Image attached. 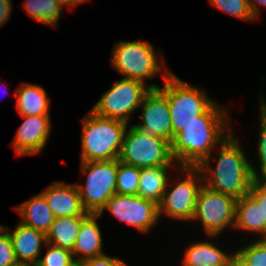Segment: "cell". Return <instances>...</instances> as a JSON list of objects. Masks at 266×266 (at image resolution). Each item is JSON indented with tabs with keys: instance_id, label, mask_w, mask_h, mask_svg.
I'll return each instance as SVG.
<instances>
[{
	"instance_id": "cell-1",
	"label": "cell",
	"mask_w": 266,
	"mask_h": 266,
	"mask_svg": "<svg viewBox=\"0 0 266 266\" xmlns=\"http://www.w3.org/2000/svg\"><path fill=\"white\" fill-rule=\"evenodd\" d=\"M216 102L170 142V152L179 167H198L233 131L228 111Z\"/></svg>"
},
{
	"instance_id": "cell-2",
	"label": "cell",
	"mask_w": 266,
	"mask_h": 266,
	"mask_svg": "<svg viewBox=\"0 0 266 266\" xmlns=\"http://www.w3.org/2000/svg\"><path fill=\"white\" fill-rule=\"evenodd\" d=\"M238 140L232 132L218 146L215 167L211 163L213 155L198 166L203 176V185L236 200L249 193L254 181L251 163Z\"/></svg>"
},
{
	"instance_id": "cell-3",
	"label": "cell",
	"mask_w": 266,
	"mask_h": 266,
	"mask_svg": "<svg viewBox=\"0 0 266 266\" xmlns=\"http://www.w3.org/2000/svg\"><path fill=\"white\" fill-rule=\"evenodd\" d=\"M81 123V161H106L119 158L128 123L98 116L91 110Z\"/></svg>"
},
{
	"instance_id": "cell-4",
	"label": "cell",
	"mask_w": 266,
	"mask_h": 266,
	"mask_svg": "<svg viewBox=\"0 0 266 266\" xmlns=\"http://www.w3.org/2000/svg\"><path fill=\"white\" fill-rule=\"evenodd\" d=\"M159 55L153 44L147 41L121 40L114 44L110 64L124 78L134 79L147 85V79L155 78L161 71L163 80H166L171 73L163 66V58Z\"/></svg>"
},
{
	"instance_id": "cell-5",
	"label": "cell",
	"mask_w": 266,
	"mask_h": 266,
	"mask_svg": "<svg viewBox=\"0 0 266 266\" xmlns=\"http://www.w3.org/2000/svg\"><path fill=\"white\" fill-rule=\"evenodd\" d=\"M167 100L172 123V139L185 126L199 120V116L215 103L205 90L184 82L172 72L167 77Z\"/></svg>"
},
{
	"instance_id": "cell-6",
	"label": "cell",
	"mask_w": 266,
	"mask_h": 266,
	"mask_svg": "<svg viewBox=\"0 0 266 266\" xmlns=\"http://www.w3.org/2000/svg\"><path fill=\"white\" fill-rule=\"evenodd\" d=\"M118 160L139 168L178 165L171 155L169 141L134 125L125 131Z\"/></svg>"
},
{
	"instance_id": "cell-7",
	"label": "cell",
	"mask_w": 266,
	"mask_h": 266,
	"mask_svg": "<svg viewBox=\"0 0 266 266\" xmlns=\"http://www.w3.org/2000/svg\"><path fill=\"white\" fill-rule=\"evenodd\" d=\"M86 183L77 184L82 206L91 214H98L116 193L118 159L106 161H81Z\"/></svg>"
},
{
	"instance_id": "cell-8",
	"label": "cell",
	"mask_w": 266,
	"mask_h": 266,
	"mask_svg": "<svg viewBox=\"0 0 266 266\" xmlns=\"http://www.w3.org/2000/svg\"><path fill=\"white\" fill-rule=\"evenodd\" d=\"M159 87L154 83L145 85L143 82L123 77L103 93L91 111L98 116L122 120L129 124L131 114L138 110L144 96L150 89Z\"/></svg>"
},
{
	"instance_id": "cell-9",
	"label": "cell",
	"mask_w": 266,
	"mask_h": 266,
	"mask_svg": "<svg viewBox=\"0 0 266 266\" xmlns=\"http://www.w3.org/2000/svg\"><path fill=\"white\" fill-rule=\"evenodd\" d=\"M183 179L177 183L168 181L162 200L158 204L159 217L163 214L179 221H191L195 212L199 190L203 186V176L198 167H179ZM171 188L169 189V187Z\"/></svg>"
},
{
	"instance_id": "cell-10",
	"label": "cell",
	"mask_w": 266,
	"mask_h": 266,
	"mask_svg": "<svg viewBox=\"0 0 266 266\" xmlns=\"http://www.w3.org/2000/svg\"><path fill=\"white\" fill-rule=\"evenodd\" d=\"M236 201L203 185L199 190L191 221H200L207 238L217 237L227 227L234 228Z\"/></svg>"
},
{
	"instance_id": "cell-11",
	"label": "cell",
	"mask_w": 266,
	"mask_h": 266,
	"mask_svg": "<svg viewBox=\"0 0 266 266\" xmlns=\"http://www.w3.org/2000/svg\"><path fill=\"white\" fill-rule=\"evenodd\" d=\"M104 210L143 233H148L160 219L158 205L139 195L115 193L98 214L101 216Z\"/></svg>"
},
{
	"instance_id": "cell-12",
	"label": "cell",
	"mask_w": 266,
	"mask_h": 266,
	"mask_svg": "<svg viewBox=\"0 0 266 266\" xmlns=\"http://www.w3.org/2000/svg\"><path fill=\"white\" fill-rule=\"evenodd\" d=\"M139 117V124H134L138 129L151 135L159 136L167 141H172V123L167 100V78L163 88L150 89L144 96Z\"/></svg>"
},
{
	"instance_id": "cell-13",
	"label": "cell",
	"mask_w": 266,
	"mask_h": 266,
	"mask_svg": "<svg viewBox=\"0 0 266 266\" xmlns=\"http://www.w3.org/2000/svg\"><path fill=\"white\" fill-rule=\"evenodd\" d=\"M24 121L19 126L12 142L16 156L37 155L47 145L52 122L50 116H21Z\"/></svg>"
},
{
	"instance_id": "cell-14",
	"label": "cell",
	"mask_w": 266,
	"mask_h": 266,
	"mask_svg": "<svg viewBox=\"0 0 266 266\" xmlns=\"http://www.w3.org/2000/svg\"><path fill=\"white\" fill-rule=\"evenodd\" d=\"M54 217L90 215L82 206L76 184L53 182L41 192Z\"/></svg>"
},
{
	"instance_id": "cell-15",
	"label": "cell",
	"mask_w": 266,
	"mask_h": 266,
	"mask_svg": "<svg viewBox=\"0 0 266 266\" xmlns=\"http://www.w3.org/2000/svg\"><path fill=\"white\" fill-rule=\"evenodd\" d=\"M9 233L14 254L17 261L37 264L42 253V248L47 244L46 234L18 222L13 231Z\"/></svg>"
},
{
	"instance_id": "cell-16",
	"label": "cell",
	"mask_w": 266,
	"mask_h": 266,
	"mask_svg": "<svg viewBox=\"0 0 266 266\" xmlns=\"http://www.w3.org/2000/svg\"><path fill=\"white\" fill-rule=\"evenodd\" d=\"M99 214H90L83 222L79 230L74 248L72 250L74 260L80 262L105 254L103 252V239L97 219Z\"/></svg>"
},
{
	"instance_id": "cell-17",
	"label": "cell",
	"mask_w": 266,
	"mask_h": 266,
	"mask_svg": "<svg viewBox=\"0 0 266 266\" xmlns=\"http://www.w3.org/2000/svg\"><path fill=\"white\" fill-rule=\"evenodd\" d=\"M235 228L266 239V213L249 193L236 201Z\"/></svg>"
},
{
	"instance_id": "cell-18",
	"label": "cell",
	"mask_w": 266,
	"mask_h": 266,
	"mask_svg": "<svg viewBox=\"0 0 266 266\" xmlns=\"http://www.w3.org/2000/svg\"><path fill=\"white\" fill-rule=\"evenodd\" d=\"M235 253H226L210 241H199L185 249L182 263L190 266H231Z\"/></svg>"
},
{
	"instance_id": "cell-19",
	"label": "cell",
	"mask_w": 266,
	"mask_h": 266,
	"mask_svg": "<svg viewBox=\"0 0 266 266\" xmlns=\"http://www.w3.org/2000/svg\"><path fill=\"white\" fill-rule=\"evenodd\" d=\"M16 109L21 116H50V99L43 87L22 83L15 92Z\"/></svg>"
},
{
	"instance_id": "cell-20",
	"label": "cell",
	"mask_w": 266,
	"mask_h": 266,
	"mask_svg": "<svg viewBox=\"0 0 266 266\" xmlns=\"http://www.w3.org/2000/svg\"><path fill=\"white\" fill-rule=\"evenodd\" d=\"M14 210L21 216L19 222L44 234H47L55 219L52 210L41 193L21 205H17Z\"/></svg>"
},
{
	"instance_id": "cell-21",
	"label": "cell",
	"mask_w": 266,
	"mask_h": 266,
	"mask_svg": "<svg viewBox=\"0 0 266 266\" xmlns=\"http://www.w3.org/2000/svg\"><path fill=\"white\" fill-rule=\"evenodd\" d=\"M172 167L178 169L179 165L142 167L137 195L143 199L153 201L158 205L166 190L169 181V169Z\"/></svg>"
},
{
	"instance_id": "cell-22",
	"label": "cell",
	"mask_w": 266,
	"mask_h": 266,
	"mask_svg": "<svg viewBox=\"0 0 266 266\" xmlns=\"http://www.w3.org/2000/svg\"><path fill=\"white\" fill-rule=\"evenodd\" d=\"M88 216L56 217L46 234L47 243L72 252L82 222Z\"/></svg>"
},
{
	"instance_id": "cell-23",
	"label": "cell",
	"mask_w": 266,
	"mask_h": 266,
	"mask_svg": "<svg viewBox=\"0 0 266 266\" xmlns=\"http://www.w3.org/2000/svg\"><path fill=\"white\" fill-rule=\"evenodd\" d=\"M23 10L35 21L57 26L65 4L63 0H24Z\"/></svg>"
},
{
	"instance_id": "cell-24",
	"label": "cell",
	"mask_w": 266,
	"mask_h": 266,
	"mask_svg": "<svg viewBox=\"0 0 266 266\" xmlns=\"http://www.w3.org/2000/svg\"><path fill=\"white\" fill-rule=\"evenodd\" d=\"M259 114V135L257 143V153L260 172L251 164V172L254 180H266V101L264 96L260 97Z\"/></svg>"
},
{
	"instance_id": "cell-25",
	"label": "cell",
	"mask_w": 266,
	"mask_h": 266,
	"mask_svg": "<svg viewBox=\"0 0 266 266\" xmlns=\"http://www.w3.org/2000/svg\"><path fill=\"white\" fill-rule=\"evenodd\" d=\"M141 168L127 165L118 160L116 193L120 195H137Z\"/></svg>"
},
{
	"instance_id": "cell-26",
	"label": "cell",
	"mask_w": 266,
	"mask_h": 266,
	"mask_svg": "<svg viewBox=\"0 0 266 266\" xmlns=\"http://www.w3.org/2000/svg\"><path fill=\"white\" fill-rule=\"evenodd\" d=\"M234 252L247 266H266V239H255Z\"/></svg>"
},
{
	"instance_id": "cell-27",
	"label": "cell",
	"mask_w": 266,
	"mask_h": 266,
	"mask_svg": "<svg viewBox=\"0 0 266 266\" xmlns=\"http://www.w3.org/2000/svg\"><path fill=\"white\" fill-rule=\"evenodd\" d=\"M46 253L39 258L37 266H78L70 250L46 244Z\"/></svg>"
},
{
	"instance_id": "cell-28",
	"label": "cell",
	"mask_w": 266,
	"mask_h": 266,
	"mask_svg": "<svg viewBox=\"0 0 266 266\" xmlns=\"http://www.w3.org/2000/svg\"><path fill=\"white\" fill-rule=\"evenodd\" d=\"M209 3L217 9L233 17L245 21H256L250 11L247 0H208Z\"/></svg>"
},
{
	"instance_id": "cell-29",
	"label": "cell",
	"mask_w": 266,
	"mask_h": 266,
	"mask_svg": "<svg viewBox=\"0 0 266 266\" xmlns=\"http://www.w3.org/2000/svg\"><path fill=\"white\" fill-rule=\"evenodd\" d=\"M16 261L11 238L4 230L0 233V266H10Z\"/></svg>"
},
{
	"instance_id": "cell-30",
	"label": "cell",
	"mask_w": 266,
	"mask_h": 266,
	"mask_svg": "<svg viewBox=\"0 0 266 266\" xmlns=\"http://www.w3.org/2000/svg\"><path fill=\"white\" fill-rule=\"evenodd\" d=\"M78 266H128L123 260L117 257L105 254L86 259L78 264Z\"/></svg>"
},
{
	"instance_id": "cell-31",
	"label": "cell",
	"mask_w": 266,
	"mask_h": 266,
	"mask_svg": "<svg viewBox=\"0 0 266 266\" xmlns=\"http://www.w3.org/2000/svg\"><path fill=\"white\" fill-rule=\"evenodd\" d=\"M249 194L257 201L266 213V180H254Z\"/></svg>"
},
{
	"instance_id": "cell-32",
	"label": "cell",
	"mask_w": 266,
	"mask_h": 266,
	"mask_svg": "<svg viewBox=\"0 0 266 266\" xmlns=\"http://www.w3.org/2000/svg\"><path fill=\"white\" fill-rule=\"evenodd\" d=\"M12 3V0H0V27H3L11 17Z\"/></svg>"
},
{
	"instance_id": "cell-33",
	"label": "cell",
	"mask_w": 266,
	"mask_h": 266,
	"mask_svg": "<svg viewBox=\"0 0 266 266\" xmlns=\"http://www.w3.org/2000/svg\"><path fill=\"white\" fill-rule=\"evenodd\" d=\"M247 2L253 17L258 20L261 13L259 5L266 7V0H247Z\"/></svg>"
},
{
	"instance_id": "cell-34",
	"label": "cell",
	"mask_w": 266,
	"mask_h": 266,
	"mask_svg": "<svg viewBox=\"0 0 266 266\" xmlns=\"http://www.w3.org/2000/svg\"><path fill=\"white\" fill-rule=\"evenodd\" d=\"M86 1H89V0H63L65 6L67 8H73L79 4H82L83 2H86Z\"/></svg>"
},
{
	"instance_id": "cell-35",
	"label": "cell",
	"mask_w": 266,
	"mask_h": 266,
	"mask_svg": "<svg viewBox=\"0 0 266 266\" xmlns=\"http://www.w3.org/2000/svg\"><path fill=\"white\" fill-rule=\"evenodd\" d=\"M231 266H247L236 254L234 255Z\"/></svg>"
},
{
	"instance_id": "cell-36",
	"label": "cell",
	"mask_w": 266,
	"mask_h": 266,
	"mask_svg": "<svg viewBox=\"0 0 266 266\" xmlns=\"http://www.w3.org/2000/svg\"><path fill=\"white\" fill-rule=\"evenodd\" d=\"M10 266H37V264L31 263V262L16 261L15 263L11 264Z\"/></svg>"
},
{
	"instance_id": "cell-37",
	"label": "cell",
	"mask_w": 266,
	"mask_h": 266,
	"mask_svg": "<svg viewBox=\"0 0 266 266\" xmlns=\"http://www.w3.org/2000/svg\"><path fill=\"white\" fill-rule=\"evenodd\" d=\"M5 230V226L0 224V233Z\"/></svg>"
}]
</instances>
